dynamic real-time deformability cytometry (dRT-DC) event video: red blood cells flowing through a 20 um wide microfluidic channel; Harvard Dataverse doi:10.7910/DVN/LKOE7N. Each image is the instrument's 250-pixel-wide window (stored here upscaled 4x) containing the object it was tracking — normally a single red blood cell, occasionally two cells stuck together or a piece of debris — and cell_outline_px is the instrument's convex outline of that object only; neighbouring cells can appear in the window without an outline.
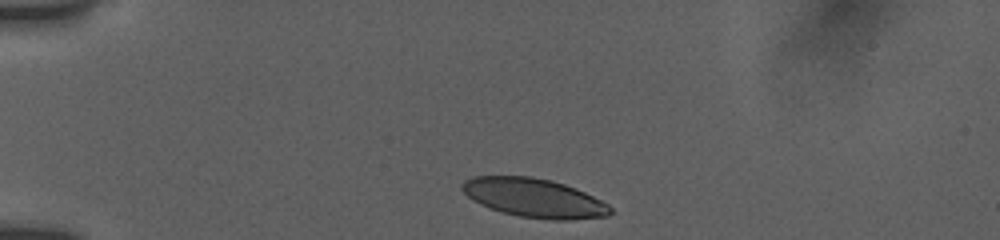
{"species": "human", "species_latin": "Homo sapiens", "temperature_condition": "room temperature", "stored_images_in_passage": 13, "camera_frame_rate_fps": 3000, "um_per_image_px": 0.085, "donor": {"sex": "female"}, "frame": {"image": 1, "passage_image": 1, "time_ms": 0.0, "image_size_px": [1000, 240], "cell_outline_px": [[612, 212], [608, 216], [568, 220], [552, 220], [520, 216], [504, 212], [480, 204], [472, 200], [460, 188], [460, 184], [464, 180], [472, 176], [532, 176], [552, 180], [576, 188], [608, 204], [612, 208]], "centroid_in_image_um": [45.39, 16.81], "position_along_channel_um": 39.6, "area_um2": 33.58}}
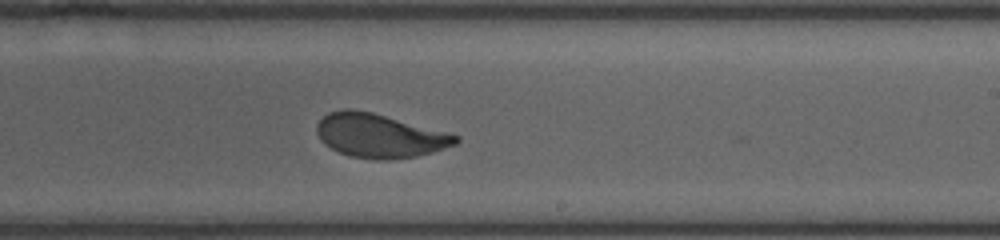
{"frame": {"image": 2, "passage_image": 8, "time_ms": 7.0, "image_size_px": [1000, 240], "cell_outline_px": [[460, 140], [456, 144], [432, 152], [416, 156], [388, 160], [376, 160], [348, 156], [324, 144], [320, 140], [316, 132], [316, 124], [328, 112], [344, 108], [352, 108], [372, 112], [460, 136]], "centroid_in_image_um": [32.22, 11.53], "position_along_channel_um": 256.8, "area_um2": 35.49}}
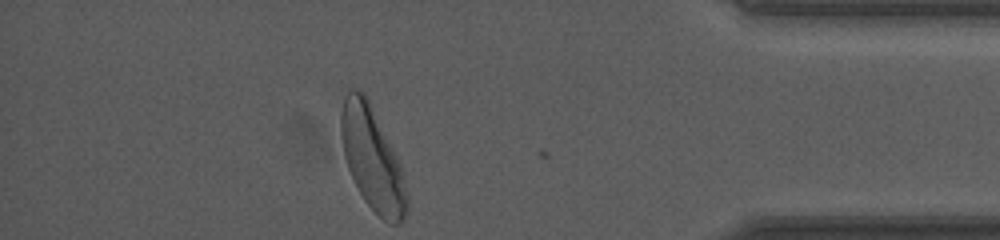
{"frame": {"image": 3, "passage_image": 13, "time_ms": 11.667, "image_size_px": [1000, 240], "cell_outline_px": [[408, 212], [404, 220], [396, 224], [388, 224], [364, 200], [348, 168], [344, 156], [340, 136], [340, 112], [344, 96], [352, 88], [356, 88], [364, 92], [400, 164], [408, 196]], "centroid_in_image_um": [31.63, 13.5], "position_along_channel_um": 403.6, "area_um2": 39.19}, "authors_computed_cell_mechanics": {"area_um2": 35.547, "velocity_mm_per_s": 3.8224, "shape_relaxation_time_tau1_ms": 1.9985, "shape_relaxation_time_tau2_ms": null, "deformation_change_tau1": 0.1167, "deformation_change_tau2": null}}